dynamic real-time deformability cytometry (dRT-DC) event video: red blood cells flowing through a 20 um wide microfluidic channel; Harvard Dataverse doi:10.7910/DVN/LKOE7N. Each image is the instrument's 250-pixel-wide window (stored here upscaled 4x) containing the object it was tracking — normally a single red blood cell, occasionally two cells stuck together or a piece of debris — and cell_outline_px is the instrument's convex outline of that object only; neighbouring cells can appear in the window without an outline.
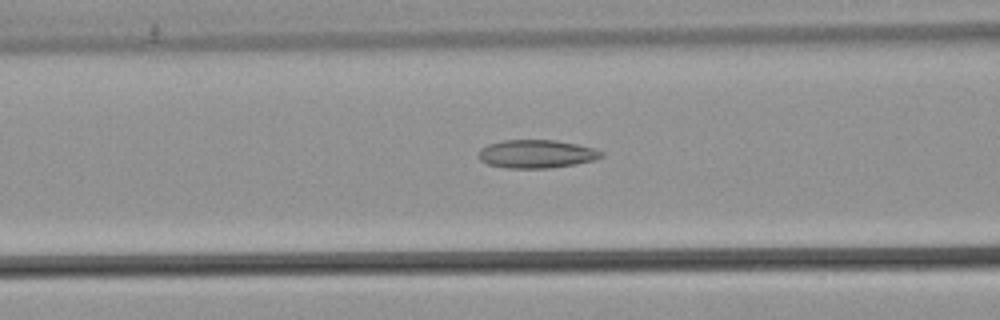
{"species": "common noctule bat (a hibernating species)", "species_latin": "Nyctalus noctula", "temperature_condition": "warm", "stored_images_in_passage": 53, "camera_frame_rate_fps": 3000, "um_per_image_px": 0.085, "animal": {"sex": "male", "body_mass_g": 21.5, "forearm_length_mm": 52.0}, "frame": {"image": 1, "passage_image": 22, "time_ms": 7.0, "image_size_px": [1000, 320], "cell_outline_px": [[604, 156], [592, 160], [576, 164], [548, 168], [508, 168], [488, 164], [480, 160], [480, 148], [488, 144], [504, 140], [556, 140], [576, 144], [592, 148], [604, 152]], "centroid_in_image_um": [45.61, 13.08], "position_along_channel_um": 121.0, "area_um2": 20.06}}
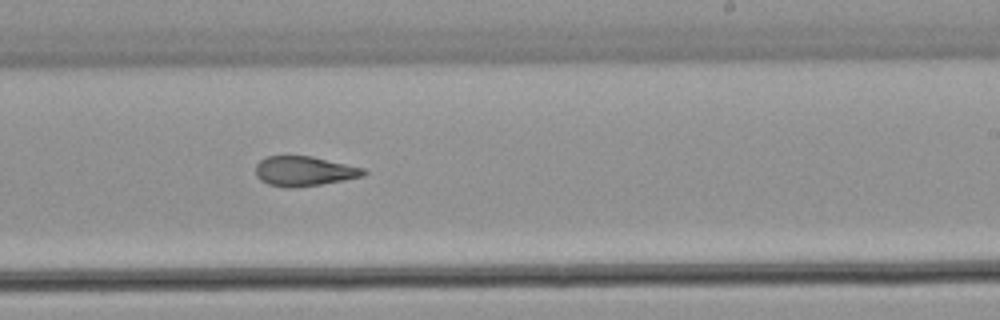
{"frame": {"image": 2, "passage_image": 33, "time_ms": 10.667, "image_size_px": [1000, 320], "cell_outline_px": [[368, 172], [364, 176], [344, 180], [320, 184], [292, 188], [268, 184], [260, 180], [256, 176], [256, 164], [264, 156], [312, 156], [364, 168]], "centroid_in_image_um": [25.85, 14.54], "position_along_channel_um": 263.2, "area_um2": 18.73}}
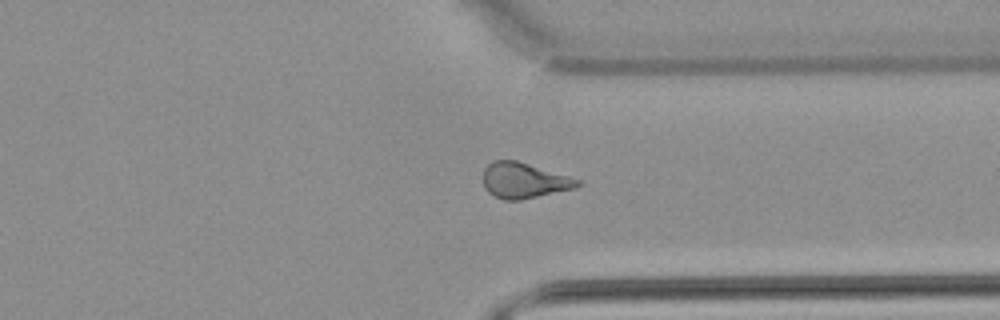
{"frame": {"image": 3, "passage_image": 41, "time_ms": 13.333, "image_size_px": [1000, 320], "cell_outline_px": [[584, 184], [576, 188], [520, 200], [504, 200], [488, 192], [484, 188], [484, 168], [492, 160], [516, 160], [580, 180]], "centroid_in_image_um": [44.54, 15.34], "position_along_channel_um": 366.9, "area_um2": 19.42}, "authors_computed_cell_mechanics": {"area_um2": 20.23, "velocity_mm_per_s": 3.8879, "shape_relaxation_time_tau1_ms": null, "shape_relaxation_time_tau2_ms": 3.2139, "deformation_change_tau1": null, "deformation_change_tau2": 0.1023}}